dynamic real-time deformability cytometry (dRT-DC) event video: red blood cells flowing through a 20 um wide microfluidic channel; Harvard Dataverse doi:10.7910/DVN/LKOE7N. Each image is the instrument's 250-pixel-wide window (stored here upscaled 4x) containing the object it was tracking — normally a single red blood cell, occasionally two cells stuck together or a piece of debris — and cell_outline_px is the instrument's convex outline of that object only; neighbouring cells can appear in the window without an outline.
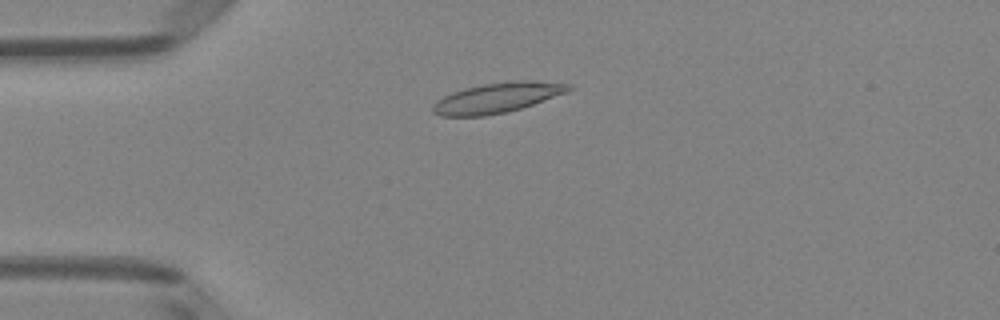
{"species": "Egyptian fruit bat (a non-hibernating species)", "species_latin": "Rousettus aegyptiacus", "temperature_condition": "room temperature", "stored_images_in_passage": 40, "camera_frame_rate_fps": 3000, "um_per_image_px": 0.085, "animal": {"sex": "female"}, "frame": {"image": 1, "passage_image": 2, "time_ms": 0.333, "image_size_px": [1000, 320], "cell_outline_px": [[572, 88], [568, 92], [508, 112], [484, 116], [440, 116], [432, 112], [432, 104], [436, 100], [452, 92], [464, 88], [480, 84], [512, 80], [532, 80], [572, 84]], "centroid_in_image_um": [42.24, 8.3], "position_along_channel_um": 42.8, "area_um2": 24.04}}
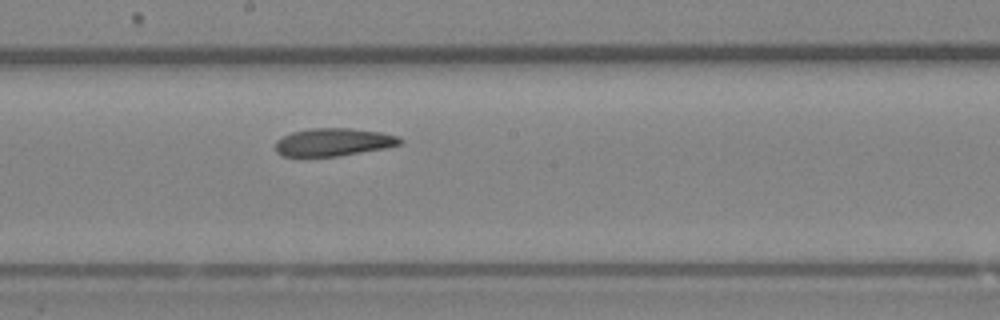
{"frame": {"image": 2, "passage_image": 17, "time_ms": 5.333, "image_size_px": [1000, 320], "cell_outline_px": [[404, 140], [400, 144], [384, 148], [340, 156], [284, 156], [276, 152], [276, 140], [292, 132], [312, 128], [348, 128], [380, 132], [400, 136]], "centroid_in_image_um": [28.36, 12.08], "position_along_channel_um": 219.8, "area_um2": 20.11}}
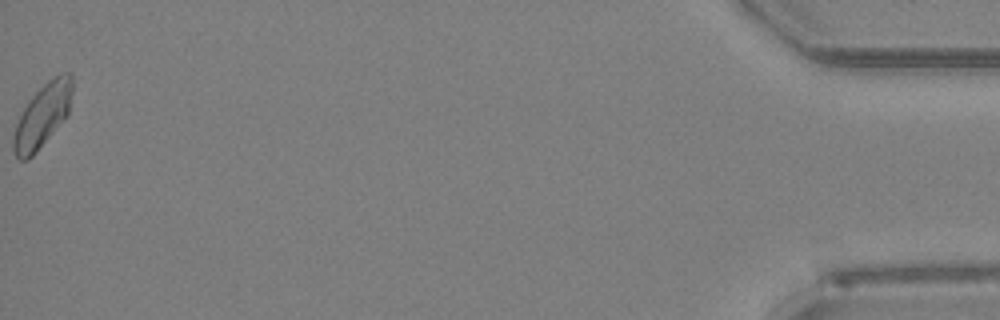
{"frame": {"image": 3, "passage_image": 40, "time_ms": 13.0, "image_size_px": [1000, 320], "cell_outline_px": [[72, 92], [68, 116], [36, 152], [28, 160], [20, 160], [16, 156], [12, 148], [12, 136], [16, 124], [28, 100], [48, 80], [60, 72], [72, 72]], "centroid_in_image_um": [3.62, 9.82], "position_along_channel_um": 431.6, "area_um2": 21.91}, "authors_computed_cell_mechanics": {"area_um2": 20.9236, "velocity_mm_per_s": 4.0385, "shape_relaxation_time_tau1_ms": 7.5, "shape_relaxation_time_tau2_ms": 4.1625, "deformation_change_tau1": 0.1767, "deformation_change_tau2": 0.1074}}